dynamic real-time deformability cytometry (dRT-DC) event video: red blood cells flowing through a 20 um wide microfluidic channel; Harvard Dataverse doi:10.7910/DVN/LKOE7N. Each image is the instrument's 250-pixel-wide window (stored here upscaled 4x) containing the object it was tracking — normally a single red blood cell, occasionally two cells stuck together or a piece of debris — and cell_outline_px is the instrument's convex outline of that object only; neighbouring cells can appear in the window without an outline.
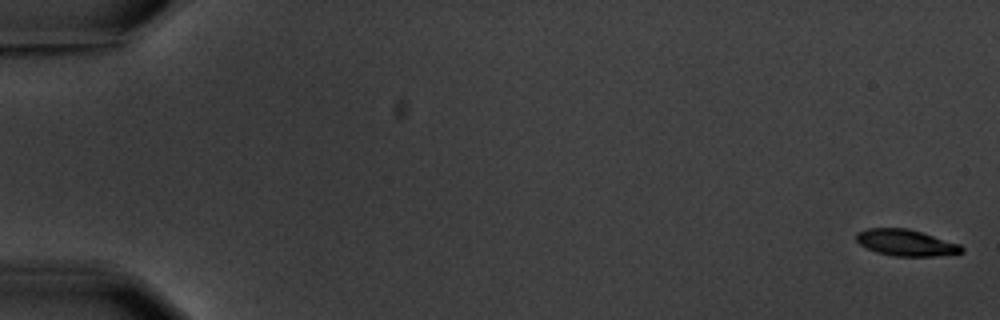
{"species": "common noctule bat (a hibernating species)", "species_latin": "Nyctalus noctula", "temperature_condition": "warm", "stored_images_in_passage": 6, "segment_of_instrument_passage": [1, 2], "camera_frame_rate_fps": 3000, "um_per_image_px": 0.085, "animal": {"sex": "male", "body_mass_g": 20.1, "forearm_length_mm": 53.5}, "frame": {"image": 1, "passage_image": 1, "time_ms": 0.0, "image_size_px": [1000, 320], "cell_outline_px": [[964, 252], [936, 256], [892, 256], [876, 252], [860, 244], [856, 240], [856, 232], [868, 228], [908, 228], [960, 244], [964, 248]], "centroid_in_image_um": [77.0, 20.63], "position_along_channel_um": 8.0, "area_um2": 16.18}}
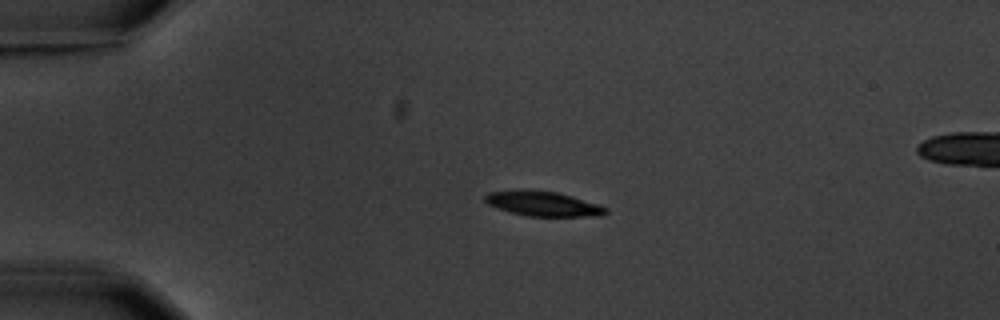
{"frame": {"image": 2, "passage_image": 4, "time_ms": 4.333, "image_size_px": [1000, 320], "cell_outline_px": [[608, 212], [604, 216], [528, 216], [508, 212], [496, 208], [488, 204], [484, 200], [484, 196], [488, 192], [556, 192], [572, 196], [600, 204], [608, 208]], "centroid_in_image_um": [46.25, 17.37], "position_along_channel_um": 38.8, "area_um2": 16.94}}